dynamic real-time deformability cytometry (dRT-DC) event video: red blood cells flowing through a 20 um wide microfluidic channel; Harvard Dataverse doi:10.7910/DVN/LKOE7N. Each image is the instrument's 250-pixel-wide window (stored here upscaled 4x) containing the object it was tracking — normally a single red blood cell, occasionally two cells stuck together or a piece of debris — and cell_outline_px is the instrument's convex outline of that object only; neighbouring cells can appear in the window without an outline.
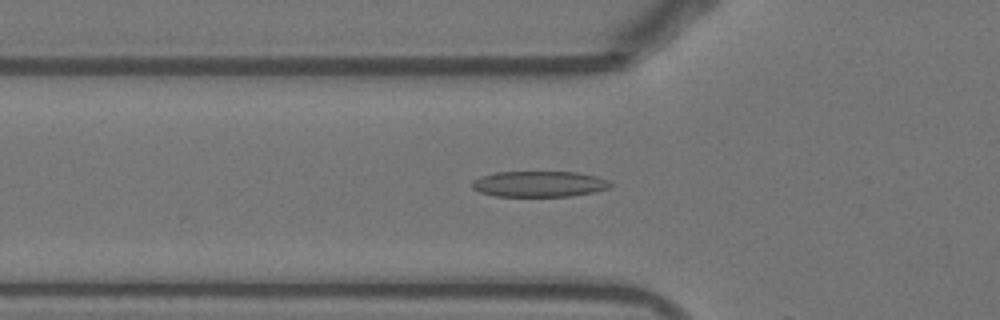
{"species": "Egyptian fruit bat (a non-hibernating species)", "species_latin": "Rousettus aegyptiacus", "temperature_condition": "warm", "stored_images_in_passage": 17, "camera_frame_rate_fps": 3000, "um_per_image_px": 0.085, "animal": {"sex": "female"}, "frame": {"image": 1, "passage_image": 16, "time_ms": 5.0, "image_size_px": [1000, 320], "cell_outline_px": [[616, 184], [608, 188], [592, 192], [572, 196], [496, 196], [480, 192], [472, 188], [472, 180], [480, 176], [496, 172], [576, 172], [596, 176], [608, 180]], "centroid_in_image_um": [45.84, 15.63], "position_along_channel_um": 80.0, "area_um2": 20.87}}